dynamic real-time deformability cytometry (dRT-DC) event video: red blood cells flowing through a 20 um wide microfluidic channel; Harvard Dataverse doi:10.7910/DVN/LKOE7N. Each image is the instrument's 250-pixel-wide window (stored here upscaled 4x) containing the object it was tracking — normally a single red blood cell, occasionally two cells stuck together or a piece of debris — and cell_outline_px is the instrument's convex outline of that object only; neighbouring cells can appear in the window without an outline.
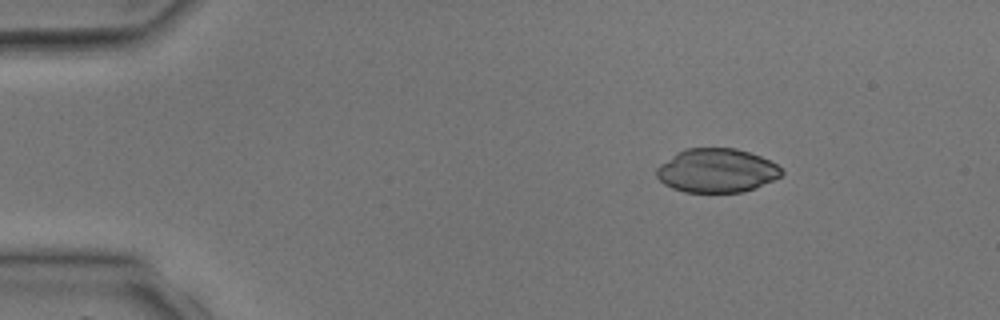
{"species": "common noctule bat (a hibernating species)", "species_latin": "Nyctalus noctula", "temperature_condition": "room temperature", "stored_images_in_passage": 5, "camera_frame_rate_fps": 3000, "um_per_image_px": 0.085, "animal": {"sex": "male", "body_mass_g": 17.9, "forearm_length_mm": 54.2}, "frame": {"image": 1, "passage_image": 2, "time_ms": 1.333, "image_size_px": [1000, 320], "cell_outline_px": [[784, 172], [780, 176], [772, 180], [744, 192], [684, 192], [672, 188], [664, 184], [656, 176], [656, 168], [660, 164], [676, 152], [684, 148], [736, 148], [760, 156], [776, 164]], "centroid_in_image_um": [60.87, 14.49], "position_along_channel_um": 24.1, "area_um2": 31.91}}